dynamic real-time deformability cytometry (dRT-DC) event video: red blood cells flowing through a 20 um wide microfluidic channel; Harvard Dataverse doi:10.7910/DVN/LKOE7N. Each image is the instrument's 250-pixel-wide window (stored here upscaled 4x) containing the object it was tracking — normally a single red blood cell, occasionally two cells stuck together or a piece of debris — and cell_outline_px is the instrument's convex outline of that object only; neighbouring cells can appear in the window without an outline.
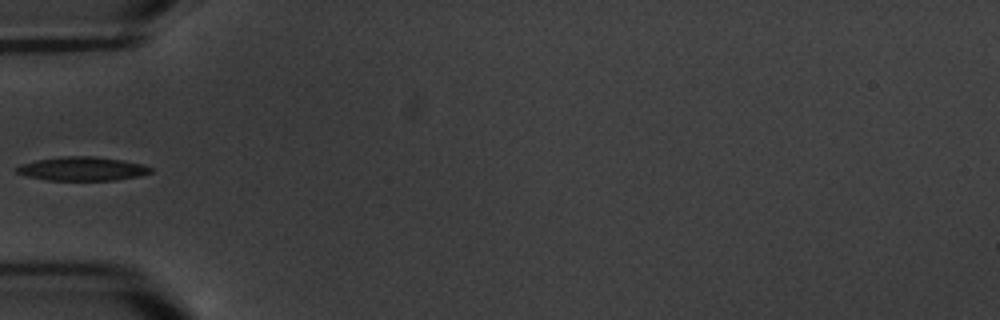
{"species": "common noctule bat (a hibernating species)", "species_latin": "Nyctalus noctula", "temperature_condition": "warm", "stored_images_in_passage": 16, "camera_frame_rate_fps": 3000, "um_per_image_px": 0.085, "animal": {"sex": "male", "body_mass_g": 20.1, "forearm_length_mm": 53.5}, "frame": {"image": 1, "passage_image": 5, "time_ms": 5.667, "image_size_px": [1000, 320], "cell_outline_px": [[152, 172], [140, 176], [116, 180], [48, 180], [28, 176], [16, 172], [16, 168], [20, 164], [36, 160], [64, 156], [92, 156], [124, 160], [144, 164], [152, 168]], "centroid_in_image_um": [7.03, 14.34], "position_along_channel_um": 78.0, "area_um2": 18.61}}
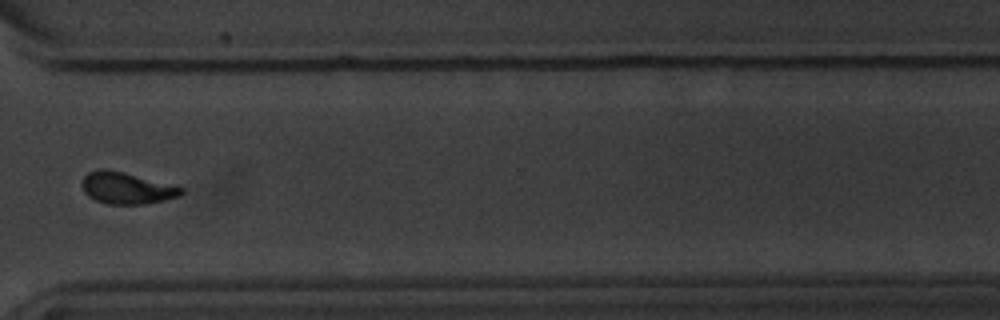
{"frame": {"image": 2, "passage_image": 12, "time_ms": 14.0, "image_size_px": [1000, 320], "cell_outline_px": [[184, 192], [180, 196], [164, 200], [144, 204], [108, 204], [96, 200], [88, 196], [84, 192], [84, 176], [88, 172], [100, 168], [104, 168], [184, 188]], "centroid_in_image_um": [10.76, 16.0], "position_along_channel_um": 359.8, "area_um2": 17.8}}
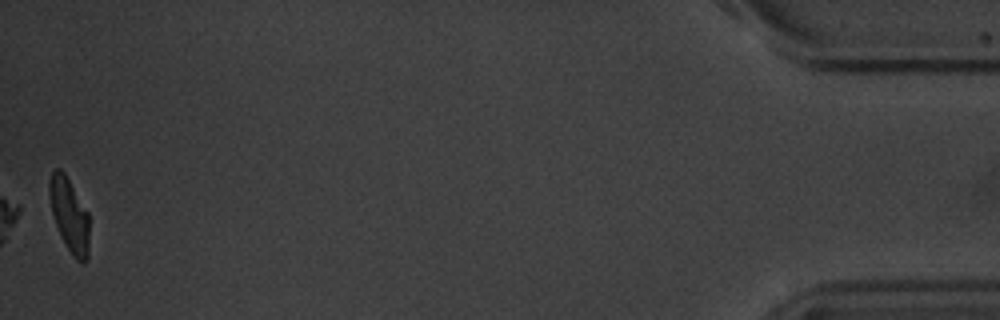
{"frame": {"image": 3, "passage_image": 16, "time_ms": 18.667, "image_size_px": [1000, 320], "cell_outline_px": [[88, 256], [84, 264], [80, 264], [72, 256], [60, 236], [52, 212], [48, 192], [48, 184], [52, 172], [56, 168], [60, 168], [64, 172], [88, 212]], "centroid_in_image_um": [5.89, 18.3], "position_along_channel_um": 429.3, "area_um2": 17.17}, "authors_computed_cell_mechanics": {"area_um2": 18.4382, "velocity_mm_per_s": 3.3823, "shape_relaxation_time_tau1_ms": 3.5193, "shape_relaxation_time_tau2_ms": 5.2846, "deformation_change_tau1": 0.1576, "deformation_change_tau2": 0.1068}}